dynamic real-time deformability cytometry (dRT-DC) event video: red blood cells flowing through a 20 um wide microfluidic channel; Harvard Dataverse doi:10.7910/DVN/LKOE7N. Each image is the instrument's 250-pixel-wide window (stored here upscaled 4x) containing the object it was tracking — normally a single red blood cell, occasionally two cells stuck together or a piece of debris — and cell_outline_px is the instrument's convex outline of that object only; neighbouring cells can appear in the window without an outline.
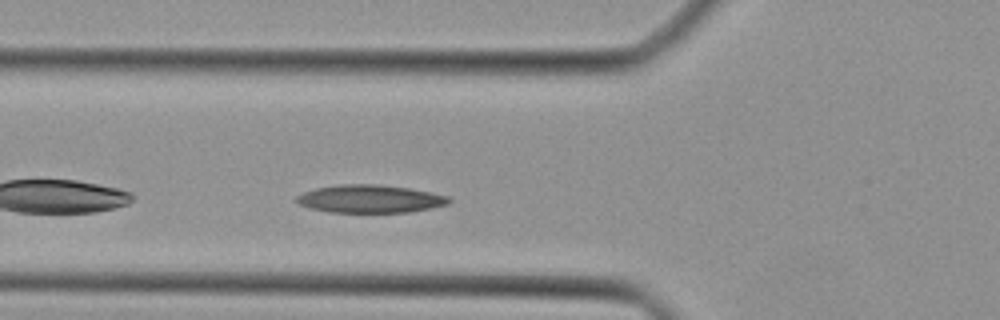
{"species": "Egyptian fruit bat (a non-hibernating species)", "species_latin": "Rousettus aegyptiacus", "temperature_condition": "cold", "stored_images_in_passage": 33, "camera_frame_rate_fps": 3000, "um_per_image_px": 0.085, "animal": {"sex": "female"}, "frame": {"image": 1, "passage_image": 3, "time_ms": 0.667, "image_size_px": [1000, 320], "cell_outline_px": [[452, 200], [448, 204], [432, 208], [408, 212], [328, 212], [312, 208], [300, 204], [296, 200], [296, 196], [304, 192], [316, 188], [340, 184], [376, 184], [408, 188], [432, 192], [448, 196]], "centroid_in_image_um": [31.48, 16.9], "position_along_channel_um": 94.3, "area_um2": 24.68}}
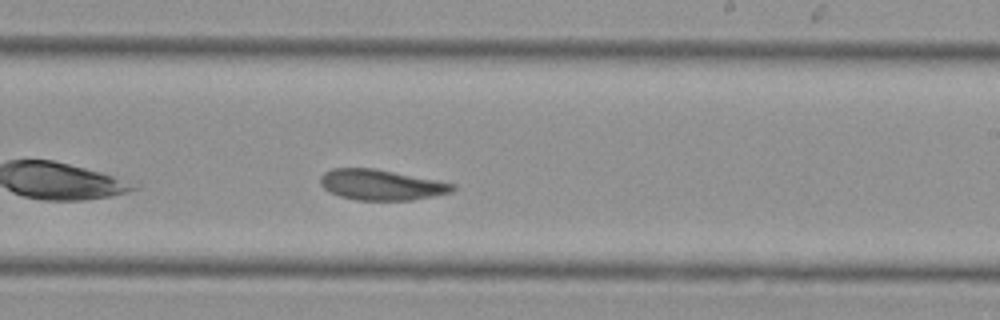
{"frame": {"image": 2, "passage_image": 14, "time_ms": 4.333, "image_size_px": [1000, 320], "cell_outline_px": [[456, 188], [452, 192], [412, 200], [356, 200], [340, 196], [324, 188], [320, 184], [320, 176], [324, 172], [332, 168], [376, 168], [456, 184]], "centroid_in_image_um": [32.4, 15.7], "position_along_channel_um": 256.6, "area_um2": 23.52}}
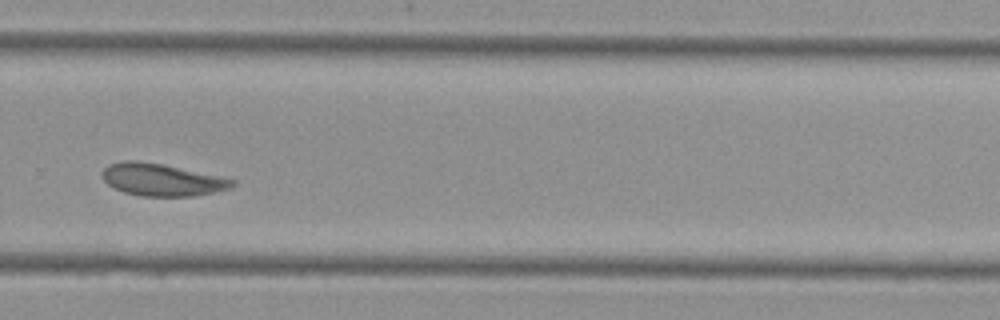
{"frame": {"image": 3, "passage_image": 18, "time_ms": 5.667, "image_size_px": [1000, 320], "cell_outline_px": [[236, 184], [228, 188], [216, 192], [196, 196], [140, 196], [124, 192], [112, 188], [104, 180], [104, 168], [108, 164], [124, 160], [136, 160], [164, 164], [236, 180]], "centroid_in_image_um": [13.75, 15.28], "position_along_channel_um": 316.1, "area_um2": 24.45}}